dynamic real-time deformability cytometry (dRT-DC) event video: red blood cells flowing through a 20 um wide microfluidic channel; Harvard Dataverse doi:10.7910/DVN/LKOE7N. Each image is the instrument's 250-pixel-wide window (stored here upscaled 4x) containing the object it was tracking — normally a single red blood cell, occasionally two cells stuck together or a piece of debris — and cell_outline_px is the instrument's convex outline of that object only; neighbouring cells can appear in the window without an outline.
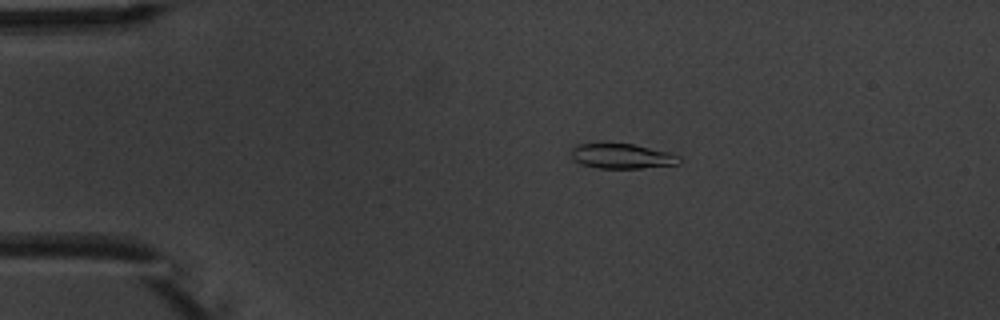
{"species": "common noctule bat (a hibernating species)", "species_latin": "Nyctalus noctula", "temperature_condition": "warm", "stored_images_in_passage": 5, "camera_frame_rate_fps": 3000, "um_per_image_px": 0.085, "animal": {"sex": "male", "body_mass_g": 20.1, "forearm_length_mm": 53.5}, "frame": {"image": 1, "passage_image": 3, "time_ms": 2.333, "image_size_px": [1000, 320], "cell_outline_px": [[680, 164], [640, 168], [600, 168], [580, 164], [572, 160], [572, 148], [576, 144], [632, 144], [672, 152], [680, 156]], "centroid_in_image_um": [52.89, 13.28], "position_along_channel_um": 32.1, "area_um2": 15.72}}